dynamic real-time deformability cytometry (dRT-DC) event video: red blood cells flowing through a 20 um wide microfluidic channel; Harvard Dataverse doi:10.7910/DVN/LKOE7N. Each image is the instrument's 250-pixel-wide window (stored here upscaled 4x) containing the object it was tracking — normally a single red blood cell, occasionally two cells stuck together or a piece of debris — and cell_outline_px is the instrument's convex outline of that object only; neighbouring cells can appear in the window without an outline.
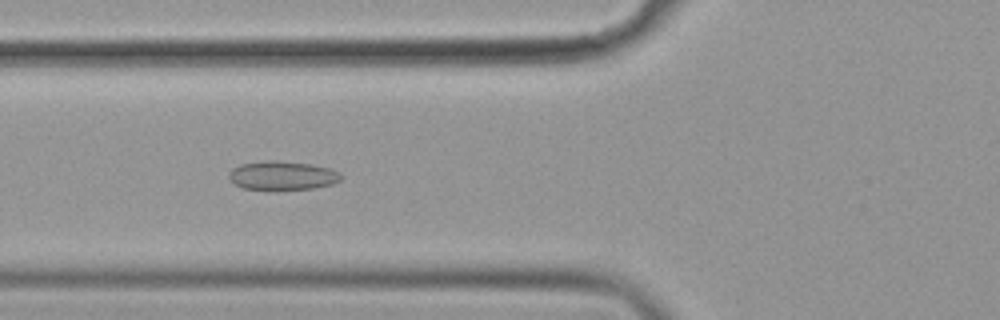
{"species": "common noctule bat (a hibernating species)", "species_latin": "Nyctalus noctula", "temperature_condition": "cold", "stored_images_in_passage": 57, "camera_frame_rate_fps": 3000, "um_per_image_px": 0.085, "animal": {"sex": "female", "body_mass_g": 19.9}, "frame": {"image": 1, "passage_image": 22, "time_ms": 7.0, "image_size_px": [1000, 320], "cell_outline_px": [[344, 176], [340, 180], [332, 184], [312, 188], [276, 192], [244, 188], [236, 184], [228, 176], [228, 172], [232, 168], [240, 164], [268, 160], [276, 160], [308, 164], [328, 168], [340, 172]], "centroid_in_image_um": [23.99, 14.95], "position_along_channel_um": 101.8, "area_um2": 19.31}}
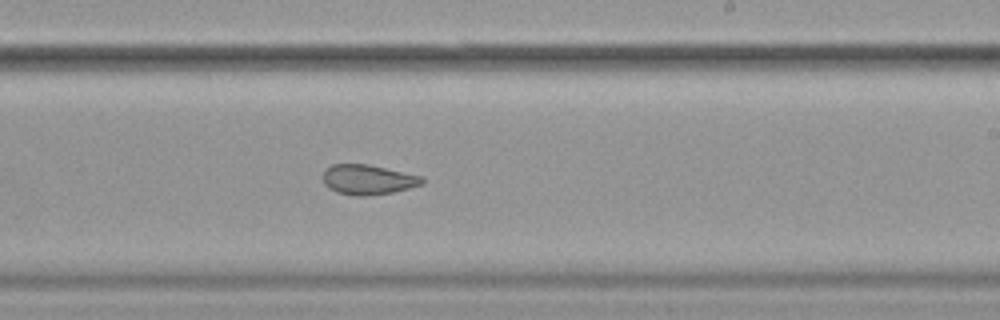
{"frame": {"image": 2, "passage_image": 35, "time_ms": 11.333, "image_size_px": [1000, 320], "cell_outline_px": [[424, 184], [392, 192], [368, 196], [356, 196], [336, 192], [328, 188], [324, 184], [324, 172], [332, 164], [368, 164], [424, 176]], "centroid_in_image_um": [31.31, 15.27], "position_along_channel_um": 257.7, "area_um2": 17.34}}
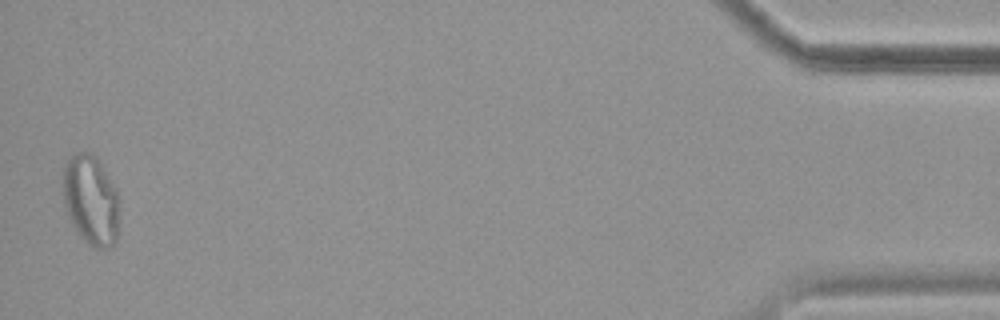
{"frame": {"image": 3, "passage_image": 56, "time_ms": 18.333, "image_size_px": [1000, 320], "cell_outline_px": [[120, 200], [116, 244], [108, 248], [96, 248], [88, 244], [76, 232], [68, 216], [64, 204], [60, 184], [64, 164], [72, 156], [80, 152], [88, 152], [96, 156], [120, 196]], "centroid_in_image_um": [7.71, 17.02], "position_along_channel_um": 427.5, "area_um2": 30.23}, "authors_computed_cell_mechanics": {"area_um2": 21.5016, "velocity_mm_per_s": 3.6053, "shape_relaxation_time_tau1_ms": null, "shape_relaxation_time_tau2_ms": 1.9357, "deformation_change_tau1": null, "deformation_change_tau2": 0.0847}}